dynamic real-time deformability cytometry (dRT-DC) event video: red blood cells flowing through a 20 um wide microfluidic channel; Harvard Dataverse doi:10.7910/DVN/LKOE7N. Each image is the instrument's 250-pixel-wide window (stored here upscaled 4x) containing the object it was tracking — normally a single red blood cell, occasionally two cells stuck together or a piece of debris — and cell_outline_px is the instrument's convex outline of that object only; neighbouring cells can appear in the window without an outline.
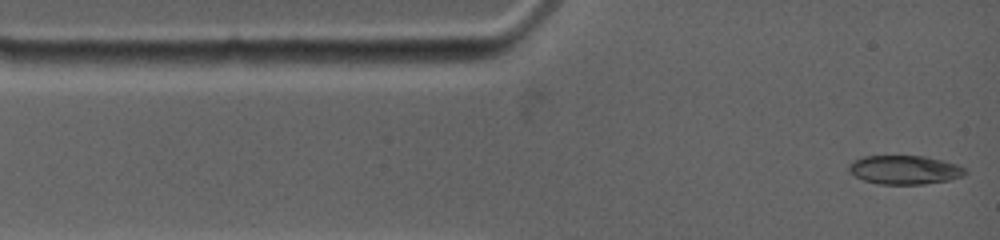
{"species": "common noctule bat (a hibernating species)", "species_latin": "Nyctalus noctula", "temperature_condition": "warm", "stored_images_in_passage": 54, "camera_frame_rate_fps": 4500, "um_per_image_px": 0.085, "animal": {"sex": "female", "body_mass_g": 19.0, "forearm_length_mm": 53.3}, "frame": {"image": 1, "passage_image": 1, "time_ms": 0.0, "image_size_px": [1000, 240], "cell_outline_px": [[968, 172], [964, 176], [948, 180], [924, 184], [880, 184], [864, 180], [848, 172], [848, 164], [852, 160], [864, 156], [924, 156], [956, 164], [964, 168]], "centroid_in_image_um": [76.86, 14.43], "position_along_channel_um": 8.1, "area_um2": 19.54}}
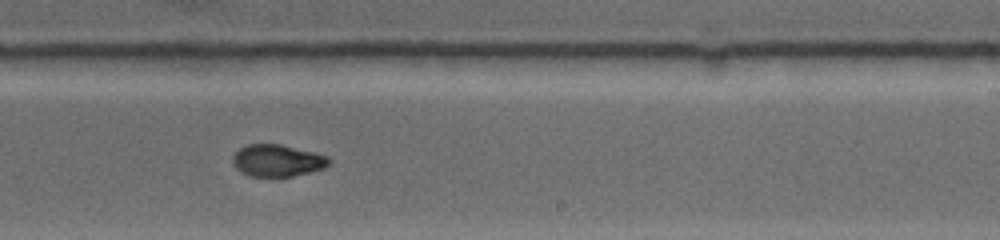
{"frame": {"image": 2, "passage_image": 20, "time_ms": 7.778, "image_size_px": [1000, 240], "cell_outline_px": [[332, 160], [324, 168], [292, 176], [248, 176], [240, 172], [232, 164], [232, 156], [240, 148], [248, 144], [280, 144], [328, 156]], "centroid_in_image_um": [23.54, 13.65], "position_along_channel_um": 265.5, "area_um2": 17.86}}
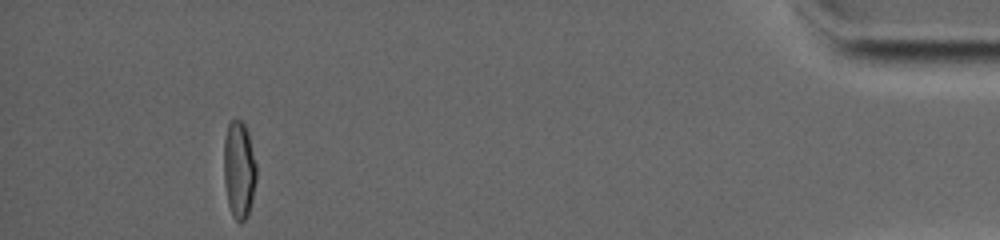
{"frame": {"image": 3, "passage_image": 49, "time_ms": 14.222, "image_size_px": [1000, 240], "cell_outline_px": [[256, 180], [252, 200], [248, 216], [240, 224], [232, 216], [228, 204], [224, 184], [224, 140], [228, 124], [232, 120], [240, 120], [244, 124], [248, 132], [256, 164]], "centroid_in_image_um": [20.31, 14.46], "position_along_channel_um": 414.9, "area_um2": 18.55}}